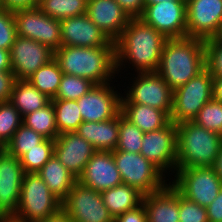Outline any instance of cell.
<instances>
[{"instance_id":"cell-1","label":"cell","mask_w":222,"mask_h":222,"mask_svg":"<svg viewBox=\"0 0 222 222\" xmlns=\"http://www.w3.org/2000/svg\"><path fill=\"white\" fill-rule=\"evenodd\" d=\"M166 41L162 33L141 18H130L127 27L115 41L117 78L122 81L124 75L121 74L125 68L126 72L129 68L133 73L157 72Z\"/></svg>"},{"instance_id":"cell-2","label":"cell","mask_w":222,"mask_h":222,"mask_svg":"<svg viewBox=\"0 0 222 222\" xmlns=\"http://www.w3.org/2000/svg\"><path fill=\"white\" fill-rule=\"evenodd\" d=\"M54 58L64 74L88 79L95 85L119 82L112 40L103 47L61 46L54 52Z\"/></svg>"},{"instance_id":"cell-3","label":"cell","mask_w":222,"mask_h":222,"mask_svg":"<svg viewBox=\"0 0 222 222\" xmlns=\"http://www.w3.org/2000/svg\"><path fill=\"white\" fill-rule=\"evenodd\" d=\"M206 68L205 41L199 38L167 39L157 73L174 91Z\"/></svg>"},{"instance_id":"cell-4","label":"cell","mask_w":222,"mask_h":222,"mask_svg":"<svg viewBox=\"0 0 222 222\" xmlns=\"http://www.w3.org/2000/svg\"><path fill=\"white\" fill-rule=\"evenodd\" d=\"M176 127V170L212 167L222 145V136L206 130L193 121L181 122Z\"/></svg>"},{"instance_id":"cell-5","label":"cell","mask_w":222,"mask_h":222,"mask_svg":"<svg viewBox=\"0 0 222 222\" xmlns=\"http://www.w3.org/2000/svg\"><path fill=\"white\" fill-rule=\"evenodd\" d=\"M61 203L37 173H25L13 218L21 222H41L56 213Z\"/></svg>"},{"instance_id":"cell-6","label":"cell","mask_w":222,"mask_h":222,"mask_svg":"<svg viewBox=\"0 0 222 222\" xmlns=\"http://www.w3.org/2000/svg\"><path fill=\"white\" fill-rule=\"evenodd\" d=\"M113 159L123 184L136 188L143 195L163 189L169 179L140 153L114 150Z\"/></svg>"},{"instance_id":"cell-7","label":"cell","mask_w":222,"mask_h":222,"mask_svg":"<svg viewBox=\"0 0 222 222\" xmlns=\"http://www.w3.org/2000/svg\"><path fill=\"white\" fill-rule=\"evenodd\" d=\"M213 99V76L205 68L186 84L173 91L171 122L193 121L201 108Z\"/></svg>"},{"instance_id":"cell-8","label":"cell","mask_w":222,"mask_h":222,"mask_svg":"<svg viewBox=\"0 0 222 222\" xmlns=\"http://www.w3.org/2000/svg\"><path fill=\"white\" fill-rule=\"evenodd\" d=\"M129 74H131L129 79L133 80L128 82V86L123 89L125 92L122 93L121 103L144 104L162 110L170 116L173 90L164 79L157 72H138L134 74L129 72L127 76Z\"/></svg>"},{"instance_id":"cell-9","label":"cell","mask_w":222,"mask_h":222,"mask_svg":"<svg viewBox=\"0 0 222 222\" xmlns=\"http://www.w3.org/2000/svg\"><path fill=\"white\" fill-rule=\"evenodd\" d=\"M169 182L182 196L205 208L222 188V181L212 167L181 168Z\"/></svg>"},{"instance_id":"cell-10","label":"cell","mask_w":222,"mask_h":222,"mask_svg":"<svg viewBox=\"0 0 222 222\" xmlns=\"http://www.w3.org/2000/svg\"><path fill=\"white\" fill-rule=\"evenodd\" d=\"M16 34L46 45L54 52L61 47L60 20L44 14L38 6L13 12Z\"/></svg>"},{"instance_id":"cell-11","label":"cell","mask_w":222,"mask_h":222,"mask_svg":"<svg viewBox=\"0 0 222 222\" xmlns=\"http://www.w3.org/2000/svg\"><path fill=\"white\" fill-rule=\"evenodd\" d=\"M176 140L177 127L175 123L170 122L164 128L145 132L140 150V154L156 166L169 180L176 171Z\"/></svg>"},{"instance_id":"cell-12","label":"cell","mask_w":222,"mask_h":222,"mask_svg":"<svg viewBox=\"0 0 222 222\" xmlns=\"http://www.w3.org/2000/svg\"><path fill=\"white\" fill-rule=\"evenodd\" d=\"M61 208L73 222H114L103 203L101 192L76 181Z\"/></svg>"},{"instance_id":"cell-13","label":"cell","mask_w":222,"mask_h":222,"mask_svg":"<svg viewBox=\"0 0 222 222\" xmlns=\"http://www.w3.org/2000/svg\"><path fill=\"white\" fill-rule=\"evenodd\" d=\"M119 85L122 86V84L116 86L114 82L94 85L81 96L77 103L83 121L101 122L118 116L121 113L122 99V91L116 90L117 88L121 90Z\"/></svg>"},{"instance_id":"cell-14","label":"cell","mask_w":222,"mask_h":222,"mask_svg":"<svg viewBox=\"0 0 222 222\" xmlns=\"http://www.w3.org/2000/svg\"><path fill=\"white\" fill-rule=\"evenodd\" d=\"M167 39L187 37L186 1H163L145 5L139 17Z\"/></svg>"},{"instance_id":"cell-15","label":"cell","mask_w":222,"mask_h":222,"mask_svg":"<svg viewBox=\"0 0 222 222\" xmlns=\"http://www.w3.org/2000/svg\"><path fill=\"white\" fill-rule=\"evenodd\" d=\"M12 72L16 80H26L54 58V51L32 39L16 36L10 48Z\"/></svg>"},{"instance_id":"cell-16","label":"cell","mask_w":222,"mask_h":222,"mask_svg":"<svg viewBox=\"0 0 222 222\" xmlns=\"http://www.w3.org/2000/svg\"><path fill=\"white\" fill-rule=\"evenodd\" d=\"M187 37L213 38L222 21V0H186Z\"/></svg>"},{"instance_id":"cell-17","label":"cell","mask_w":222,"mask_h":222,"mask_svg":"<svg viewBox=\"0 0 222 222\" xmlns=\"http://www.w3.org/2000/svg\"><path fill=\"white\" fill-rule=\"evenodd\" d=\"M24 175L20 159L4 151L0 155V218L15 216Z\"/></svg>"},{"instance_id":"cell-18","label":"cell","mask_w":222,"mask_h":222,"mask_svg":"<svg viewBox=\"0 0 222 222\" xmlns=\"http://www.w3.org/2000/svg\"><path fill=\"white\" fill-rule=\"evenodd\" d=\"M96 151L77 132L59 134L54 140V155L77 179Z\"/></svg>"},{"instance_id":"cell-19","label":"cell","mask_w":222,"mask_h":222,"mask_svg":"<svg viewBox=\"0 0 222 222\" xmlns=\"http://www.w3.org/2000/svg\"><path fill=\"white\" fill-rule=\"evenodd\" d=\"M77 181L97 192L123 184L112 151H96Z\"/></svg>"},{"instance_id":"cell-20","label":"cell","mask_w":222,"mask_h":222,"mask_svg":"<svg viewBox=\"0 0 222 222\" xmlns=\"http://www.w3.org/2000/svg\"><path fill=\"white\" fill-rule=\"evenodd\" d=\"M61 46L103 47L111 40L85 13L60 20Z\"/></svg>"},{"instance_id":"cell-21","label":"cell","mask_w":222,"mask_h":222,"mask_svg":"<svg viewBox=\"0 0 222 222\" xmlns=\"http://www.w3.org/2000/svg\"><path fill=\"white\" fill-rule=\"evenodd\" d=\"M86 14L114 42L121 36L131 18L116 0H88Z\"/></svg>"},{"instance_id":"cell-22","label":"cell","mask_w":222,"mask_h":222,"mask_svg":"<svg viewBox=\"0 0 222 222\" xmlns=\"http://www.w3.org/2000/svg\"><path fill=\"white\" fill-rule=\"evenodd\" d=\"M147 222H179V192L169 182L163 189L144 195Z\"/></svg>"},{"instance_id":"cell-23","label":"cell","mask_w":222,"mask_h":222,"mask_svg":"<svg viewBox=\"0 0 222 222\" xmlns=\"http://www.w3.org/2000/svg\"><path fill=\"white\" fill-rule=\"evenodd\" d=\"M76 132L97 151H114L119 136V115L101 122L83 121Z\"/></svg>"},{"instance_id":"cell-24","label":"cell","mask_w":222,"mask_h":222,"mask_svg":"<svg viewBox=\"0 0 222 222\" xmlns=\"http://www.w3.org/2000/svg\"><path fill=\"white\" fill-rule=\"evenodd\" d=\"M121 113L144 133L166 127L170 116L159 109L137 103H121Z\"/></svg>"},{"instance_id":"cell-25","label":"cell","mask_w":222,"mask_h":222,"mask_svg":"<svg viewBox=\"0 0 222 222\" xmlns=\"http://www.w3.org/2000/svg\"><path fill=\"white\" fill-rule=\"evenodd\" d=\"M49 190L62 202L73 188L77 178L53 154L37 172Z\"/></svg>"},{"instance_id":"cell-26","label":"cell","mask_w":222,"mask_h":222,"mask_svg":"<svg viewBox=\"0 0 222 222\" xmlns=\"http://www.w3.org/2000/svg\"><path fill=\"white\" fill-rule=\"evenodd\" d=\"M101 196L104 205L115 218L139 206L144 195L132 186L121 184L101 192Z\"/></svg>"},{"instance_id":"cell-27","label":"cell","mask_w":222,"mask_h":222,"mask_svg":"<svg viewBox=\"0 0 222 222\" xmlns=\"http://www.w3.org/2000/svg\"><path fill=\"white\" fill-rule=\"evenodd\" d=\"M50 101V98L41 93L27 79L15 81L9 100L22 117L43 108Z\"/></svg>"},{"instance_id":"cell-28","label":"cell","mask_w":222,"mask_h":222,"mask_svg":"<svg viewBox=\"0 0 222 222\" xmlns=\"http://www.w3.org/2000/svg\"><path fill=\"white\" fill-rule=\"evenodd\" d=\"M63 72L55 58L41 66L27 80L51 100L55 98Z\"/></svg>"},{"instance_id":"cell-29","label":"cell","mask_w":222,"mask_h":222,"mask_svg":"<svg viewBox=\"0 0 222 222\" xmlns=\"http://www.w3.org/2000/svg\"><path fill=\"white\" fill-rule=\"evenodd\" d=\"M55 111V123L59 134L76 132L83 122L75 100L52 99Z\"/></svg>"},{"instance_id":"cell-30","label":"cell","mask_w":222,"mask_h":222,"mask_svg":"<svg viewBox=\"0 0 222 222\" xmlns=\"http://www.w3.org/2000/svg\"><path fill=\"white\" fill-rule=\"evenodd\" d=\"M22 124L33 129L36 133L41 134L47 139L55 140L59 136L55 123V111L52 101L43 108L24 116Z\"/></svg>"},{"instance_id":"cell-31","label":"cell","mask_w":222,"mask_h":222,"mask_svg":"<svg viewBox=\"0 0 222 222\" xmlns=\"http://www.w3.org/2000/svg\"><path fill=\"white\" fill-rule=\"evenodd\" d=\"M88 0H43L38 4L40 10L55 19L62 20L87 12Z\"/></svg>"},{"instance_id":"cell-32","label":"cell","mask_w":222,"mask_h":222,"mask_svg":"<svg viewBox=\"0 0 222 222\" xmlns=\"http://www.w3.org/2000/svg\"><path fill=\"white\" fill-rule=\"evenodd\" d=\"M45 137L22 124L5 145V151L20 159L27 151L35 148Z\"/></svg>"},{"instance_id":"cell-33","label":"cell","mask_w":222,"mask_h":222,"mask_svg":"<svg viewBox=\"0 0 222 222\" xmlns=\"http://www.w3.org/2000/svg\"><path fill=\"white\" fill-rule=\"evenodd\" d=\"M116 150L140 153L144 132L119 114V134Z\"/></svg>"},{"instance_id":"cell-34","label":"cell","mask_w":222,"mask_h":222,"mask_svg":"<svg viewBox=\"0 0 222 222\" xmlns=\"http://www.w3.org/2000/svg\"><path fill=\"white\" fill-rule=\"evenodd\" d=\"M53 154L54 140L45 138L20 158L21 166L25 173H37Z\"/></svg>"},{"instance_id":"cell-35","label":"cell","mask_w":222,"mask_h":222,"mask_svg":"<svg viewBox=\"0 0 222 222\" xmlns=\"http://www.w3.org/2000/svg\"><path fill=\"white\" fill-rule=\"evenodd\" d=\"M94 83L82 77L63 74L57 94L54 99L75 100L86 94Z\"/></svg>"},{"instance_id":"cell-36","label":"cell","mask_w":222,"mask_h":222,"mask_svg":"<svg viewBox=\"0 0 222 222\" xmlns=\"http://www.w3.org/2000/svg\"><path fill=\"white\" fill-rule=\"evenodd\" d=\"M193 122L222 136V103L211 99L201 108Z\"/></svg>"},{"instance_id":"cell-37","label":"cell","mask_w":222,"mask_h":222,"mask_svg":"<svg viewBox=\"0 0 222 222\" xmlns=\"http://www.w3.org/2000/svg\"><path fill=\"white\" fill-rule=\"evenodd\" d=\"M23 117L10 103H0V141L6 145L22 125Z\"/></svg>"},{"instance_id":"cell-38","label":"cell","mask_w":222,"mask_h":222,"mask_svg":"<svg viewBox=\"0 0 222 222\" xmlns=\"http://www.w3.org/2000/svg\"><path fill=\"white\" fill-rule=\"evenodd\" d=\"M179 222H208L207 209L179 193Z\"/></svg>"},{"instance_id":"cell-39","label":"cell","mask_w":222,"mask_h":222,"mask_svg":"<svg viewBox=\"0 0 222 222\" xmlns=\"http://www.w3.org/2000/svg\"><path fill=\"white\" fill-rule=\"evenodd\" d=\"M16 36L13 11L0 9V49L10 51Z\"/></svg>"},{"instance_id":"cell-40","label":"cell","mask_w":222,"mask_h":222,"mask_svg":"<svg viewBox=\"0 0 222 222\" xmlns=\"http://www.w3.org/2000/svg\"><path fill=\"white\" fill-rule=\"evenodd\" d=\"M206 68L212 76H222V42L214 38L205 41Z\"/></svg>"},{"instance_id":"cell-41","label":"cell","mask_w":222,"mask_h":222,"mask_svg":"<svg viewBox=\"0 0 222 222\" xmlns=\"http://www.w3.org/2000/svg\"><path fill=\"white\" fill-rule=\"evenodd\" d=\"M15 81L12 71H0V103L9 102Z\"/></svg>"},{"instance_id":"cell-42","label":"cell","mask_w":222,"mask_h":222,"mask_svg":"<svg viewBox=\"0 0 222 222\" xmlns=\"http://www.w3.org/2000/svg\"><path fill=\"white\" fill-rule=\"evenodd\" d=\"M114 222H147V213L143 203L136 208L115 217Z\"/></svg>"},{"instance_id":"cell-43","label":"cell","mask_w":222,"mask_h":222,"mask_svg":"<svg viewBox=\"0 0 222 222\" xmlns=\"http://www.w3.org/2000/svg\"><path fill=\"white\" fill-rule=\"evenodd\" d=\"M121 8L131 17H140L145 8L144 0H116Z\"/></svg>"},{"instance_id":"cell-44","label":"cell","mask_w":222,"mask_h":222,"mask_svg":"<svg viewBox=\"0 0 222 222\" xmlns=\"http://www.w3.org/2000/svg\"><path fill=\"white\" fill-rule=\"evenodd\" d=\"M206 209L208 222H222V188Z\"/></svg>"},{"instance_id":"cell-45","label":"cell","mask_w":222,"mask_h":222,"mask_svg":"<svg viewBox=\"0 0 222 222\" xmlns=\"http://www.w3.org/2000/svg\"><path fill=\"white\" fill-rule=\"evenodd\" d=\"M3 9L16 11L38 6L34 0H2Z\"/></svg>"},{"instance_id":"cell-46","label":"cell","mask_w":222,"mask_h":222,"mask_svg":"<svg viewBox=\"0 0 222 222\" xmlns=\"http://www.w3.org/2000/svg\"><path fill=\"white\" fill-rule=\"evenodd\" d=\"M213 99L222 103V76H213Z\"/></svg>"},{"instance_id":"cell-47","label":"cell","mask_w":222,"mask_h":222,"mask_svg":"<svg viewBox=\"0 0 222 222\" xmlns=\"http://www.w3.org/2000/svg\"><path fill=\"white\" fill-rule=\"evenodd\" d=\"M41 222H73L67 213L60 208L56 213L47 217L44 221Z\"/></svg>"},{"instance_id":"cell-48","label":"cell","mask_w":222,"mask_h":222,"mask_svg":"<svg viewBox=\"0 0 222 222\" xmlns=\"http://www.w3.org/2000/svg\"><path fill=\"white\" fill-rule=\"evenodd\" d=\"M0 71H12L9 50L0 49Z\"/></svg>"},{"instance_id":"cell-49","label":"cell","mask_w":222,"mask_h":222,"mask_svg":"<svg viewBox=\"0 0 222 222\" xmlns=\"http://www.w3.org/2000/svg\"><path fill=\"white\" fill-rule=\"evenodd\" d=\"M212 168L222 181V145L220 147L219 154L217 155L216 160L212 165Z\"/></svg>"},{"instance_id":"cell-50","label":"cell","mask_w":222,"mask_h":222,"mask_svg":"<svg viewBox=\"0 0 222 222\" xmlns=\"http://www.w3.org/2000/svg\"><path fill=\"white\" fill-rule=\"evenodd\" d=\"M163 1H186V0H144L145 5H153Z\"/></svg>"},{"instance_id":"cell-51","label":"cell","mask_w":222,"mask_h":222,"mask_svg":"<svg viewBox=\"0 0 222 222\" xmlns=\"http://www.w3.org/2000/svg\"><path fill=\"white\" fill-rule=\"evenodd\" d=\"M213 38L218 42H222V21H221L218 32L216 33V35Z\"/></svg>"},{"instance_id":"cell-52","label":"cell","mask_w":222,"mask_h":222,"mask_svg":"<svg viewBox=\"0 0 222 222\" xmlns=\"http://www.w3.org/2000/svg\"><path fill=\"white\" fill-rule=\"evenodd\" d=\"M0 222H21L13 217L0 218Z\"/></svg>"},{"instance_id":"cell-53","label":"cell","mask_w":222,"mask_h":222,"mask_svg":"<svg viewBox=\"0 0 222 222\" xmlns=\"http://www.w3.org/2000/svg\"><path fill=\"white\" fill-rule=\"evenodd\" d=\"M0 151H5V145L0 141Z\"/></svg>"},{"instance_id":"cell-54","label":"cell","mask_w":222,"mask_h":222,"mask_svg":"<svg viewBox=\"0 0 222 222\" xmlns=\"http://www.w3.org/2000/svg\"><path fill=\"white\" fill-rule=\"evenodd\" d=\"M35 3L38 5L39 3H41L43 0H34Z\"/></svg>"},{"instance_id":"cell-55","label":"cell","mask_w":222,"mask_h":222,"mask_svg":"<svg viewBox=\"0 0 222 222\" xmlns=\"http://www.w3.org/2000/svg\"><path fill=\"white\" fill-rule=\"evenodd\" d=\"M3 8L2 0H0V9Z\"/></svg>"}]
</instances>
